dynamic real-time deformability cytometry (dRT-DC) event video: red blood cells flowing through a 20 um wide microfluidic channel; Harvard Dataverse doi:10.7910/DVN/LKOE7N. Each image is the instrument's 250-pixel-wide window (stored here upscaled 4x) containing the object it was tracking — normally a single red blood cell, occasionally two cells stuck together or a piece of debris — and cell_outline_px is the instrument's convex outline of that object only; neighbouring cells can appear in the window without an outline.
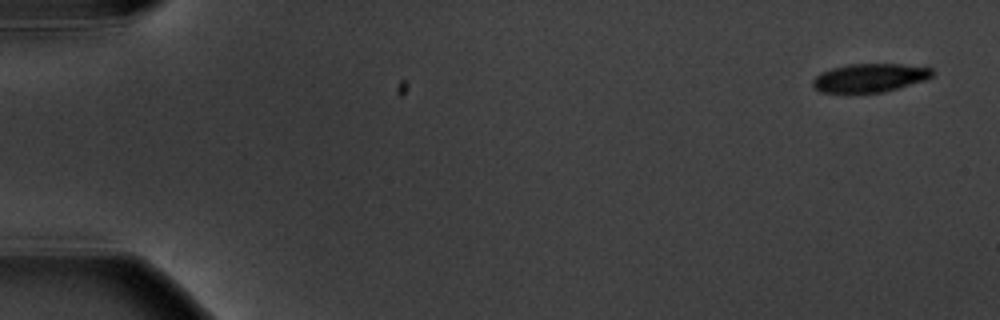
{"species": "common noctule bat (a hibernating species)", "species_latin": "Nyctalus noctula", "temperature_condition": "warm", "stored_images_in_passage": 6, "camera_frame_rate_fps": 3000, "um_per_image_px": 0.085, "animal": {"sex": "male", "body_mass_g": 20.1, "forearm_length_mm": 53.5}, "frame": {"image": 1, "passage_image": 1, "time_ms": 0.0, "image_size_px": [1000, 320], "cell_outline_px": [[936, 72], [928, 80], [884, 92], [820, 92], [812, 84], [812, 80], [820, 72], [832, 68], [848, 64], [900, 64], [932, 68]], "centroid_in_image_um": [73.98, 6.61], "position_along_channel_um": 11.0, "area_um2": 19.94}}